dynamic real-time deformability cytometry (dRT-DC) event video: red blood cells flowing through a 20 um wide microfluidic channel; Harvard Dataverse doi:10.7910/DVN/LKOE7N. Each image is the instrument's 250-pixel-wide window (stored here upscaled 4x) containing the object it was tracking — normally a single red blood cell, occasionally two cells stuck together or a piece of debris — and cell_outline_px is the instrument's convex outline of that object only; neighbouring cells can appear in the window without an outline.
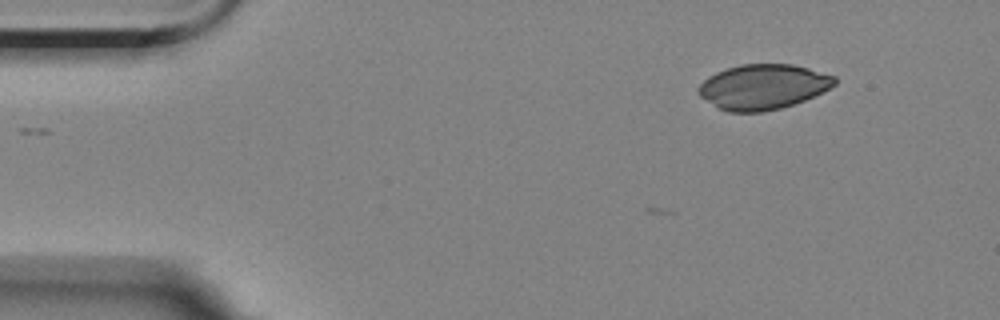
{"species": "Egyptian fruit bat (a non-hibernating species)", "species_latin": "Rousettus aegyptiacus", "temperature_condition": "room temperature", "stored_images_in_passage": 4, "camera_frame_rate_fps": 3000, "um_per_image_px": 0.085, "animal": {"sex": "female"}, "frame": {"image": 1, "passage_image": 1, "time_ms": 0.0, "image_size_px": [1000, 320], "cell_outline_px": [[836, 84], [804, 100], [780, 108], [764, 112], [728, 112], [720, 108], [700, 96], [696, 92], [696, 88], [708, 76], [716, 72], [740, 64], [792, 64], [808, 68], [836, 76]], "centroid_in_image_um": [64.83, 7.37], "position_along_channel_um": 20.2, "area_um2": 35.55}}